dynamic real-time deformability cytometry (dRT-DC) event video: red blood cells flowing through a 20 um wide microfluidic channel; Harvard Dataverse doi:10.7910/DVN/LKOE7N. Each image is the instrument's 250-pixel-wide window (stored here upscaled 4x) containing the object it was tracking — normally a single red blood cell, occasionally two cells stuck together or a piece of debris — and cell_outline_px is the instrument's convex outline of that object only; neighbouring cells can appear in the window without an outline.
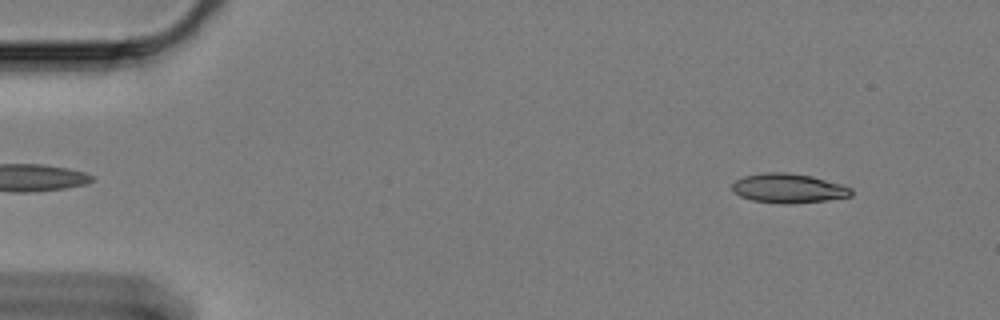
{"species": "Egyptian fruit bat (a non-hibernating species)", "species_latin": "Rousettus aegyptiacus", "temperature_condition": "cold", "stored_images_in_passage": 15, "camera_frame_rate_fps": 3000, "um_per_image_px": 0.085, "animal": {"sex": "female"}, "frame": {"image": 1, "passage_image": 4, "time_ms": 1.0, "image_size_px": [1000, 320], "cell_outline_px": [[852, 196], [828, 200], [792, 204], [780, 204], [752, 200], [740, 196], [732, 192], [732, 184], [736, 180], [744, 176], [764, 172], [788, 172], [812, 176], [840, 184], [852, 188]], "centroid_in_image_um": [67.0, 16.01], "position_along_channel_um": 18.0, "area_um2": 20.58}}
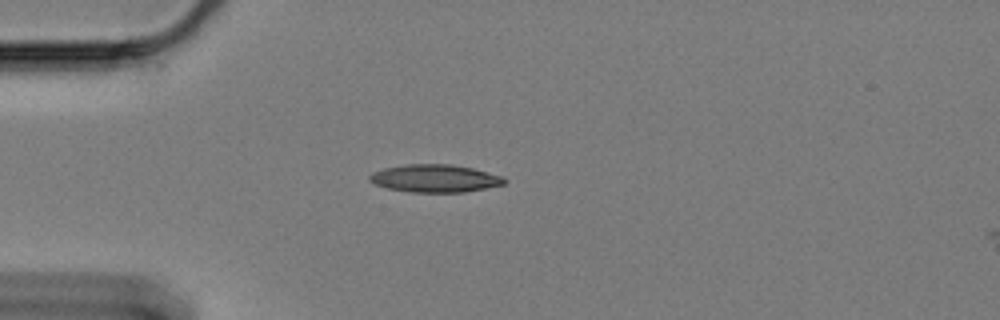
{"frame": {"image": 2, "passage_image": 14, "time_ms": 4.333, "image_size_px": [1000, 320], "cell_outline_px": [[508, 180], [504, 184], [464, 192], [412, 192], [388, 188], [376, 184], [368, 180], [368, 176], [372, 172], [384, 168], [404, 164], [452, 164], [472, 168], [504, 176]], "centroid_in_image_um": [36.97, 15.15], "position_along_channel_um": 48.0, "area_um2": 21.79}}